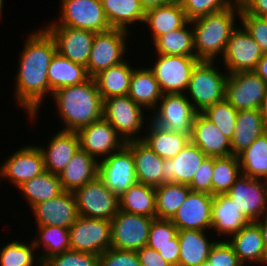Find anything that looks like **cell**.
Masks as SVG:
<instances>
[{"mask_svg": "<svg viewBox=\"0 0 267 266\" xmlns=\"http://www.w3.org/2000/svg\"><path fill=\"white\" fill-rule=\"evenodd\" d=\"M57 52L56 42L49 31L39 28L26 39L20 54L18 71L15 77V102L25 109L31 120L39 113L42 100L51 94L48 83L50 61Z\"/></svg>", "mask_w": 267, "mask_h": 266, "instance_id": "obj_1", "label": "cell"}, {"mask_svg": "<svg viewBox=\"0 0 267 266\" xmlns=\"http://www.w3.org/2000/svg\"><path fill=\"white\" fill-rule=\"evenodd\" d=\"M58 114L63 120L64 131H78L103 118V99L94 78L59 88L52 94Z\"/></svg>", "mask_w": 267, "mask_h": 266, "instance_id": "obj_2", "label": "cell"}, {"mask_svg": "<svg viewBox=\"0 0 267 266\" xmlns=\"http://www.w3.org/2000/svg\"><path fill=\"white\" fill-rule=\"evenodd\" d=\"M240 9L237 0L229 8L191 21L195 56L199 61H216V56H223L231 32L237 27L235 22L237 16L239 19Z\"/></svg>", "mask_w": 267, "mask_h": 266, "instance_id": "obj_3", "label": "cell"}, {"mask_svg": "<svg viewBox=\"0 0 267 266\" xmlns=\"http://www.w3.org/2000/svg\"><path fill=\"white\" fill-rule=\"evenodd\" d=\"M214 63L199 61L192 70L185 94L197 113L225 99L228 73L220 72Z\"/></svg>", "mask_w": 267, "mask_h": 266, "instance_id": "obj_4", "label": "cell"}, {"mask_svg": "<svg viewBox=\"0 0 267 266\" xmlns=\"http://www.w3.org/2000/svg\"><path fill=\"white\" fill-rule=\"evenodd\" d=\"M140 105L127 96H114L103 100V118L117 131L125 143L142 140L144 112ZM137 135V136H136ZM142 137V138H141Z\"/></svg>", "mask_w": 267, "mask_h": 266, "instance_id": "obj_5", "label": "cell"}, {"mask_svg": "<svg viewBox=\"0 0 267 266\" xmlns=\"http://www.w3.org/2000/svg\"><path fill=\"white\" fill-rule=\"evenodd\" d=\"M58 20H52L47 26H68L94 33L112 29L101 0H60Z\"/></svg>", "mask_w": 267, "mask_h": 266, "instance_id": "obj_6", "label": "cell"}, {"mask_svg": "<svg viewBox=\"0 0 267 266\" xmlns=\"http://www.w3.org/2000/svg\"><path fill=\"white\" fill-rule=\"evenodd\" d=\"M73 194L80 216L111 221L119 211V196L99 177L76 189Z\"/></svg>", "mask_w": 267, "mask_h": 266, "instance_id": "obj_7", "label": "cell"}, {"mask_svg": "<svg viewBox=\"0 0 267 266\" xmlns=\"http://www.w3.org/2000/svg\"><path fill=\"white\" fill-rule=\"evenodd\" d=\"M129 34V31L121 28H112L95 33L86 67L90 77L93 78L100 71L125 60L126 39H128Z\"/></svg>", "mask_w": 267, "mask_h": 266, "instance_id": "obj_8", "label": "cell"}, {"mask_svg": "<svg viewBox=\"0 0 267 266\" xmlns=\"http://www.w3.org/2000/svg\"><path fill=\"white\" fill-rule=\"evenodd\" d=\"M153 71L163 94H185L192 70L199 62L196 57L156 54Z\"/></svg>", "mask_w": 267, "mask_h": 266, "instance_id": "obj_9", "label": "cell"}, {"mask_svg": "<svg viewBox=\"0 0 267 266\" xmlns=\"http://www.w3.org/2000/svg\"><path fill=\"white\" fill-rule=\"evenodd\" d=\"M154 219L119 210L111 220V248L137 251L146 246Z\"/></svg>", "mask_w": 267, "mask_h": 266, "instance_id": "obj_10", "label": "cell"}, {"mask_svg": "<svg viewBox=\"0 0 267 266\" xmlns=\"http://www.w3.org/2000/svg\"><path fill=\"white\" fill-rule=\"evenodd\" d=\"M150 120L157 126L191 135L192 123L196 115L186 94L166 93L162 95Z\"/></svg>", "mask_w": 267, "mask_h": 266, "instance_id": "obj_11", "label": "cell"}, {"mask_svg": "<svg viewBox=\"0 0 267 266\" xmlns=\"http://www.w3.org/2000/svg\"><path fill=\"white\" fill-rule=\"evenodd\" d=\"M69 233L70 250L100 255L111 248V221L79 215Z\"/></svg>", "mask_w": 267, "mask_h": 266, "instance_id": "obj_12", "label": "cell"}, {"mask_svg": "<svg viewBox=\"0 0 267 266\" xmlns=\"http://www.w3.org/2000/svg\"><path fill=\"white\" fill-rule=\"evenodd\" d=\"M262 56L259 44L242 25H237L231 32L222 61L228 74L248 72L254 71Z\"/></svg>", "mask_w": 267, "mask_h": 266, "instance_id": "obj_13", "label": "cell"}, {"mask_svg": "<svg viewBox=\"0 0 267 266\" xmlns=\"http://www.w3.org/2000/svg\"><path fill=\"white\" fill-rule=\"evenodd\" d=\"M267 84L254 72L228 74L225 99L237 110L259 109Z\"/></svg>", "mask_w": 267, "mask_h": 266, "instance_id": "obj_14", "label": "cell"}, {"mask_svg": "<svg viewBox=\"0 0 267 266\" xmlns=\"http://www.w3.org/2000/svg\"><path fill=\"white\" fill-rule=\"evenodd\" d=\"M98 177L105 186L120 196L137 183L132 151L124 145L99 161Z\"/></svg>", "mask_w": 267, "mask_h": 266, "instance_id": "obj_15", "label": "cell"}, {"mask_svg": "<svg viewBox=\"0 0 267 266\" xmlns=\"http://www.w3.org/2000/svg\"><path fill=\"white\" fill-rule=\"evenodd\" d=\"M227 195L250 221H257L267 213L266 180L241 174Z\"/></svg>", "mask_w": 267, "mask_h": 266, "instance_id": "obj_16", "label": "cell"}, {"mask_svg": "<svg viewBox=\"0 0 267 266\" xmlns=\"http://www.w3.org/2000/svg\"><path fill=\"white\" fill-rule=\"evenodd\" d=\"M77 133L80 140V148L98 159V161L120 150L126 144L112 125L104 118L80 128Z\"/></svg>", "mask_w": 267, "mask_h": 266, "instance_id": "obj_17", "label": "cell"}, {"mask_svg": "<svg viewBox=\"0 0 267 266\" xmlns=\"http://www.w3.org/2000/svg\"><path fill=\"white\" fill-rule=\"evenodd\" d=\"M45 171L44 159L37 145L16 150L0 166V176L18 188Z\"/></svg>", "mask_w": 267, "mask_h": 266, "instance_id": "obj_18", "label": "cell"}, {"mask_svg": "<svg viewBox=\"0 0 267 266\" xmlns=\"http://www.w3.org/2000/svg\"><path fill=\"white\" fill-rule=\"evenodd\" d=\"M214 196L190 191L185 202L170 219L179 230L211 231V213Z\"/></svg>", "mask_w": 267, "mask_h": 266, "instance_id": "obj_19", "label": "cell"}, {"mask_svg": "<svg viewBox=\"0 0 267 266\" xmlns=\"http://www.w3.org/2000/svg\"><path fill=\"white\" fill-rule=\"evenodd\" d=\"M55 39L57 52L74 63L87 67L95 33L68 26H45Z\"/></svg>", "mask_w": 267, "mask_h": 266, "instance_id": "obj_20", "label": "cell"}, {"mask_svg": "<svg viewBox=\"0 0 267 266\" xmlns=\"http://www.w3.org/2000/svg\"><path fill=\"white\" fill-rule=\"evenodd\" d=\"M35 226H58L70 228L79 217L73 192L63 191L48 201L31 208Z\"/></svg>", "mask_w": 267, "mask_h": 266, "instance_id": "obj_21", "label": "cell"}, {"mask_svg": "<svg viewBox=\"0 0 267 266\" xmlns=\"http://www.w3.org/2000/svg\"><path fill=\"white\" fill-rule=\"evenodd\" d=\"M206 157L198 146L189 141L174 158L164 159L162 184L175 182L189 186Z\"/></svg>", "mask_w": 267, "mask_h": 266, "instance_id": "obj_22", "label": "cell"}, {"mask_svg": "<svg viewBox=\"0 0 267 266\" xmlns=\"http://www.w3.org/2000/svg\"><path fill=\"white\" fill-rule=\"evenodd\" d=\"M47 145V148L38 146L43 155L45 170L60 175L79 150L80 140L77 131L59 130Z\"/></svg>", "mask_w": 267, "mask_h": 266, "instance_id": "obj_23", "label": "cell"}, {"mask_svg": "<svg viewBox=\"0 0 267 266\" xmlns=\"http://www.w3.org/2000/svg\"><path fill=\"white\" fill-rule=\"evenodd\" d=\"M190 141L209 157L232 155L231 141L202 113H196L193 119Z\"/></svg>", "mask_w": 267, "mask_h": 266, "instance_id": "obj_24", "label": "cell"}, {"mask_svg": "<svg viewBox=\"0 0 267 266\" xmlns=\"http://www.w3.org/2000/svg\"><path fill=\"white\" fill-rule=\"evenodd\" d=\"M233 247L243 265H267V252L263 243L261 230L255 221L245 225L239 232L226 239Z\"/></svg>", "mask_w": 267, "mask_h": 266, "instance_id": "obj_25", "label": "cell"}, {"mask_svg": "<svg viewBox=\"0 0 267 266\" xmlns=\"http://www.w3.org/2000/svg\"><path fill=\"white\" fill-rule=\"evenodd\" d=\"M250 222L227 194L214 196L211 213V229L214 233L230 238Z\"/></svg>", "mask_w": 267, "mask_h": 266, "instance_id": "obj_26", "label": "cell"}, {"mask_svg": "<svg viewBox=\"0 0 267 266\" xmlns=\"http://www.w3.org/2000/svg\"><path fill=\"white\" fill-rule=\"evenodd\" d=\"M133 154L135 174L138 183L153 187L162 184L164 159L151 150L142 140L129 141L125 144Z\"/></svg>", "mask_w": 267, "mask_h": 266, "instance_id": "obj_27", "label": "cell"}, {"mask_svg": "<svg viewBox=\"0 0 267 266\" xmlns=\"http://www.w3.org/2000/svg\"><path fill=\"white\" fill-rule=\"evenodd\" d=\"M189 20L182 5L176 0L172 3L146 10L143 24L151 30L152 40L185 26Z\"/></svg>", "mask_w": 267, "mask_h": 266, "instance_id": "obj_28", "label": "cell"}, {"mask_svg": "<svg viewBox=\"0 0 267 266\" xmlns=\"http://www.w3.org/2000/svg\"><path fill=\"white\" fill-rule=\"evenodd\" d=\"M99 161L79 148L59 175L63 190L74 192L98 177Z\"/></svg>", "mask_w": 267, "mask_h": 266, "instance_id": "obj_29", "label": "cell"}, {"mask_svg": "<svg viewBox=\"0 0 267 266\" xmlns=\"http://www.w3.org/2000/svg\"><path fill=\"white\" fill-rule=\"evenodd\" d=\"M208 231L179 230L177 235L180 244L178 266H200L209 256L211 248L218 240L207 237Z\"/></svg>", "mask_w": 267, "mask_h": 266, "instance_id": "obj_30", "label": "cell"}, {"mask_svg": "<svg viewBox=\"0 0 267 266\" xmlns=\"http://www.w3.org/2000/svg\"><path fill=\"white\" fill-rule=\"evenodd\" d=\"M162 95L153 71L149 67H134L128 96L143 109L155 110Z\"/></svg>", "mask_w": 267, "mask_h": 266, "instance_id": "obj_31", "label": "cell"}, {"mask_svg": "<svg viewBox=\"0 0 267 266\" xmlns=\"http://www.w3.org/2000/svg\"><path fill=\"white\" fill-rule=\"evenodd\" d=\"M148 119V132L142 141L161 158H174L190 141V135L163 129Z\"/></svg>", "mask_w": 267, "mask_h": 266, "instance_id": "obj_32", "label": "cell"}, {"mask_svg": "<svg viewBox=\"0 0 267 266\" xmlns=\"http://www.w3.org/2000/svg\"><path fill=\"white\" fill-rule=\"evenodd\" d=\"M266 131L259 109L238 111L235 131L231 139L232 155L237 156L247 149L255 139Z\"/></svg>", "mask_w": 267, "mask_h": 266, "instance_id": "obj_33", "label": "cell"}, {"mask_svg": "<svg viewBox=\"0 0 267 266\" xmlns=\"http://www.w3.org/2000/svg\"><path fill=\"white\" fill-rule=\"evenodd\" d=\"M90 78L87 68L81 64L74 63L61 56L58 52L54 54L48 68V83L51 89V97L59 88L77 85Z\"/></svg>", "mask_w": 267, "mask_h": 266, "instance_id": "obj_34", "label": "cell"}, {"mask_svg": "<svg viewBox=\"0 0 267 266\" xmlns=\"http://www.w3.org/2000/svg\"><path fill=\"white\" fill-rule=\"evenodd\" d=\"M133 69L125 57L123 62L102 70L95 75L93 78L102 99L105 100L114 96H127Z\"/></svg>", "mask_w": 267, "mask_h": 266, "instance_id": "obj_35", "label": "cell"}, {"mask_svg": "<svg viewBox=\"0 0 267 266\" xmlns=\"http://www.w3.org/2000/svg\"><path fill=\"white\" fill-rule=\"evenodd\" d=\"M119 210L156 219L155 187L135 183L119 196Z\"/></svg>", "mask_w": 267, "mask_h": 266, "instance_id": "obj_36", "label": "cell"}, {"mask_svg": "<svg viewBox=\"0 0 267 266\" xmlns=\"http://www.w3.org/2000/svg\"><path fill=\"white\" fill-rule=\"evenodd\" d=\"M101 4L112 28L129 31L128 25L144 22L146 10L140 0H101Z\"/></svg>", "mask_w": 267, "mask_h": 266, "instance_id": "obj_37", "label": "cell"}, {"mask_svg": "<svg viewBox=\"0 0 267 266\" xmlns=\"http://www.w3.org/2000/svg\"><path fill=\"white\" fill-rule=\"evenodd\" d=\"M25 196V200L30 209L40 202L48 201L61 194L62 188L59 175L52 174L45 170L38 176L24 182L18 187Z\"/></svg>", "mask_w": 267, "mask_h": 266, "instance_id": "obj_38", "label": "cell"}, {"mask_svg": "<svg viewBox=\"0 0 267 266\" xmlns=\"http://www.w3.org/2000/svg\"><path fill=\"white\" fill-rule=\"evenodd\" d=\"M191 21L185 26L159 36L154 42L156 54L196 57Z\"/></svg>", "mask_w": 267, "mask_h": 266, "instance_id": "obj_39", "label": "cell"}, {"mask_svg": "<svg viewBox=\"0 0 267 266\" xmlns=\"http://www.w3.org/2000/svg\"><path fill=\"white\" fill-rule=\"evenodd\" d=\"M241 174L267 180V131L238 155Z\"/></svg>", "mask_w": 267, "mask_h": 266, "instance_id": "obj_40", "label": "cell"}, {"mask_svg": "<svg viewBox=\"0 0 267 266\" xmlns=\"http://www.w3.org/2000/svg\"><path fill=\"white\" fill-rule=\"evenodd\" d=\"M190 191L188 185L175 182L155 187L156 219L170 220L185 202Z\"/></svg>", "mask_w": 267, "mask_h": 266, "instance_id": "obj_41", "label": "cell"}, {"mask_svg": "<svg viewBox=\"0 0 267 266\" xmlns=\"http://www.w3.org/2000/svg\"><path fill=\"white\" fill-rule=\"evenodd\" d=\"M36 227L38 231L35 240L32 241L36 249L39 250L41 245L44 247L42 253L38 255L41 263L49 257L70 250V233L68 228L58 226Z\"/></svg>", "mask_w": 267, "mask_h": 266, "instance_id": "obj_42", "label": "cell"}, {"mask_svg": "<svg viewBox=\"0 0 267 266\" xmlns=\"http://www.w3.org/2000/svg\"><path fill=\"white\" fill-rule=\"evenodd\" d=\"M240 175L237 156L214 157L212 195L227 194Z\"/></svg>", "mask_w": 267, "mask_h": 266, "instance_id": "obj_43", "label": "cell"}, {"mask_svg": "<svg viewBox=\"0 0 267 266\" xmlns=\"http://www.w3.org/2000/svg\"><path fill=\"white\" fill-rule=\"evenodd\" d=\"M31 242L29 244L14 240L2 246L0 248V266H34L35 264H37L35 266H41L38 256L41 251L37 254L33 241Z\"/></svg>", "mask_w": 267, "mask_h": 266, "instance_id": "obj_44", "label": "cell"}, {"mask_svg": "<svg viewBox=\"0 0 267 266\" xmlns=\"http://www.w3.org/2000/svg\"><path fill=\"white\" fill-rule=\"evenodd\" d=\"M237 110L226 100L206 108L202 114L213 122L230 141L236 126Z\"/></svg>", "mask_w": 267, "mask_h": 266, "instance_id": "obj_45", "label": "cell"}, {"mask_svg": "<svg viewBox=\"0 0 267 266\" xmlns=\"http://www.w3.org/2000/svg\"><path fill=\"white\" fill-rule=\"evenodd\" d=\"M178 229L171 220L154 219L151 223L147 245L156 250V246L179 244Z\"/></svg>", "mask_w": 267, "mask_h": 266, "instance_id": "obj_46", "label": "cell"}, {"mask_svg": "<svg viewBox=\"0 0 267 266\" xmlns=\"http://www.w3.org/2000/svg\"><path fill=\"white\" fill-rule=\"evenodd\" d=\"M189 21L231 7L237 0H177Z\"/></svg>", "mask_w": 267, "mask_h": 266, "instance_id": "obj_47", "label": "cell"}, {"mask_svg": "<svg viewBox=\"0 0 267 266\" xmlns=\"http://www.w3.org/2000/svg\"><path fill=\"white\" fill-rule=\"evenodd\" d=\"M98 254L68 250L45 259L41 266H99Z\"/></svg>", "mask_w": 267, "mask_h": 266, "instance_id": "obj_48", "label": "cell"}, {"mask_svg": "<svg viewBox=\"0 0 267 266\" xmlns=\"http://www.w3.org/2000/svg\"><path fill=\"white\" fill-rule=\"evenodd\" d=\"M239 18L240 24L259 44L263 54H267V18L248 14L242 7Z\"/></svg>", "mask_w": 267, "mask_h": 266, "instance_id": "obj_49", "label": "cell"}, {"mask_svg": "<svg viewBox=\"0 0 267 266\" xmlns=\"http://www.w3.org/2000/svg\"><path fill=\"white\" fill-rule=\"evenodd\" d=\"M207 261L213 266H244L227 240H218L211 248Z\"/></svg>", "mask_w": 267, "mask_h": 266, "instance_id": "obj_50", "label": "cell"}, {"mask_svg": "<svg viewBox=\"0 0 267 266\" xmlns=\"http://www.w3.org/2000/svg\"><path fill=\"white\" fill-rule=\"evenodd\" d=\"M99 266H142L136 251L109 248L99 257Z\"/></svg>", "mask_w": 267, "mask_h": 266, "instance_id": "obj_51", "label": "cell"}, {"mask_svg": "<svg viewBox=\"0 0 267 266\" xmlns=\"http://www.w3.org/2000/svg\"><path fill=\"white\" fill-rule=\"evenodd\" d=\"M213 165L214 157L207 156L193 176V180L189 185L191 191L212 195Z\"/></svg>", "mask_w": 267, "mask_h": 266, "instance_id": "obj_52", "label": "cell"}, {"mask_svg": "<svg viewBox=\"0 0 267 266\" xmlns=\"http://www.w3.org/2000/svg\"><path fill=\"white\" fill-rule=\"evenodd\" d=\"M137 255L142 266H173L165 261L158 251L144 246L137 250Z\"/></svg>", "mask_w": 267, "mask_h": 266, "instance_id": "obj_53", "label": "cell"}, {"mask_svg": "<svg viewBox=\"0 0 267 266\" xmlns=\"http://www.w3.org/2000/svg\"><path fill=\"white\" fill-rule=\"evenodd\" d=\"M239 2L248 14L267 17V0H239Z\"/></svg>", "mask_w": 267, "mask_h": 266, "instance_id": "obj_54", "label": "cell"}, {"mask_svg": "<svg viewBox=\"0 0 267 266\" xmlns=\"http://www.w3.org/2000/svg\"><path fill=\"white\" fill-rule=\"evenodd\" d=\"M156 251L162 258L173 266L179 264L180 244H166L165 246H156Z\"/></svg>", "mask_w": 267, "mask_h": 266, "instance_id": "obj_55", "label": "cell"}, {"mask_svg": "<svg viewBox=\"0 0 267 266\" xmlns=\"http://www.w3.org/2000/svg\"><path fill=\"white\" fill-rule=\"evenodd\" d=\"M254 72L267 84V54H263Z\"/></svg>", "mask_w": 267, "mask_h": 266, "instance_id": "obj_56", "label": "cell"}, {"mask_svg": "<svg viewBox=\"0 0 267 266\" xmlns=\"http://www.w3.org/2000/svg\"><path fill=\"white\" fill-rule=\"evenodd\" d=\"M174 1L176 0H140V3L145 10H148L157 6H162L172 3Z\"/></svg>", "mask_w": 267, "mask_h": 266, "instance_id": "obj_57", "label": "cell"}, {"mask_svg": "<svg viewBox=\"0 0 267 266\" xmlns=\"http://www.w3.org/2000/svg\"><path fill=\"white\" fill-rule=\"evenodd\" d=\"M255 222L258 224V226H259V228L261 230L263 243H264V246H265V249H266V252H267V213L262 218H259Z\"/></svg>", "mask_w": 267, "mask_h": 266, "instance_id": "obj_58", "label": "cell"}, {"mask_svg": "<svg viewBox=\"0 0 267 266\" xmlns=\"http://www.w3.org/2000/svg\"><path fill=\"white\" fill-rule=\"evenodd\" d=\"M260 114L262 116L265 128L267 130V93L265 94V97L263 98L260 108H259Z\"/></svg>", "mask_w": 267, "mask_h": 266, "instance_id": "obj_59", "label": "cell"}, {"mask_svg": "<svg viewBox=\"0 0 267 266\" xmlns=\"http://www.w3.org/2000/svg\"><path fill=\"white\" fill-rule=\"evenodd\" d=\"M4 0H0V20L2 19V9H3Z\"/></svg>", "mask_w": 267, "mask_h": 266, "instance_id": "obj_60", "label": "cell"}, {"mask_svg": "<svg viewBox=\"0 0 267 266\" xmlns=\"http://www.w3.org/2000/svg\"><path fill=\"white\" fill-rule=\"evenodd\" d=\"M200 266H213V265H211L209 261H205V262H204L202 265H200Z\"/></svg>", "mask_w": 267, "mask_h": 266, "instance_id": "obj_61", "label": "cell"}]
</instances>
